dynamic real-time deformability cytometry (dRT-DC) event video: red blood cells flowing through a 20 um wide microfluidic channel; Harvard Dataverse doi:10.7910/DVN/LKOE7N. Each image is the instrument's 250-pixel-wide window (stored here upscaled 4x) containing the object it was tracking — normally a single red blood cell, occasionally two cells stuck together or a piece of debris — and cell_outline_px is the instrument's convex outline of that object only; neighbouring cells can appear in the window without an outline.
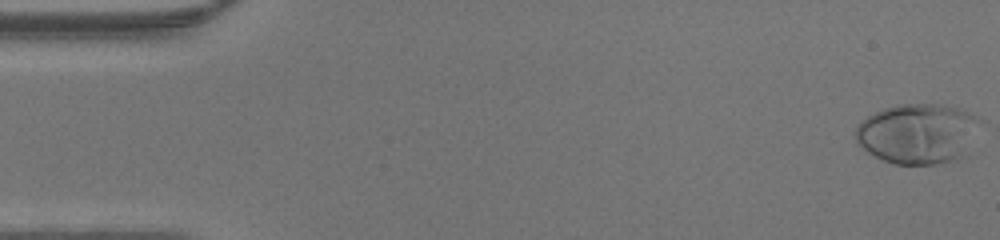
{"species": "human", "species_latin": "Homo sapiens", "temperature_condition": "warm", "stored_images_in_passage": 47, "camera_frame_rate_fps": 3000, "um_per_image_px": 0.085, "donor": {"sex": "male"}, "frame": {"image": 1, "passage_image": 1, "time_ms": 0.0, "image_size_px": [1000, 240], "cell_outline_px": [[984, 120], [964, 156], [956, 160], [932, 164], [896, 164], [884, 160], [868, 152], [856, 144], [856, 128], [868, 116], [884, 108], [896, 104], [936, 104], [956, 108], [968, 112]], "centroid_in_image_um": [78.05, 11.35], "position_along_channel_um": 7.0, "area_um2": 43.7}}
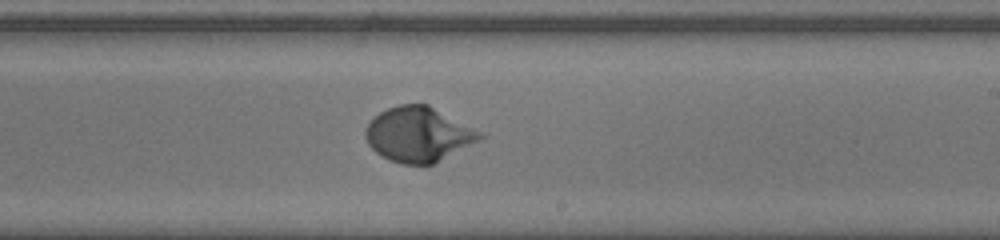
{"frame": {"image": 2, "passage_image": 28, "time_ms": 9.0, "image_size_px": [1000, 240], "cell_outline_px": [[488, 136], [432, 164], [400, 164], [388, 160], [380, 156], [368, 144], [364, 136], [364, 128], [380, 112], [388, 108], [400, 104], [428, 104]], "centroid_in_image_um": [35.54, 11.43], "position_along_channel_um": 253.5, "area_um2": 36.36}}
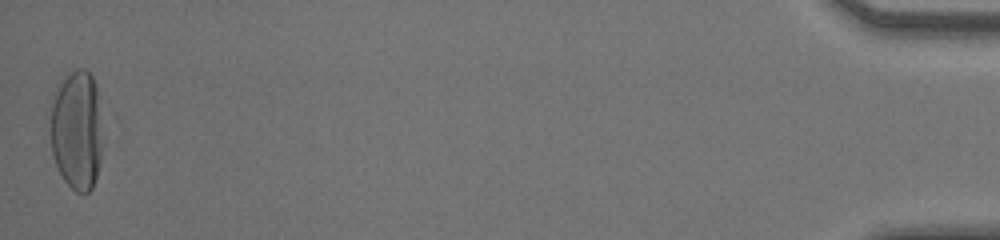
{"frame": {"image": 3, "passage_image": 47, "time_ms": 15.333, "image_size_px": [1000, 240], "cell_outline_px": [[100, 160], [96, 176], [92, 188], [88, 192], [76, 192], [64, 180], [56, 164], [52, 152], [52, 104], [56, 92], [60, 84], [76, 68], [84, 68], [92, 76], [96, 84], [100, 144]], "centroid_in_image_um": [6.52, 11.09], "position_along_channel_um": 428.7, "area_um2": 35.03}}